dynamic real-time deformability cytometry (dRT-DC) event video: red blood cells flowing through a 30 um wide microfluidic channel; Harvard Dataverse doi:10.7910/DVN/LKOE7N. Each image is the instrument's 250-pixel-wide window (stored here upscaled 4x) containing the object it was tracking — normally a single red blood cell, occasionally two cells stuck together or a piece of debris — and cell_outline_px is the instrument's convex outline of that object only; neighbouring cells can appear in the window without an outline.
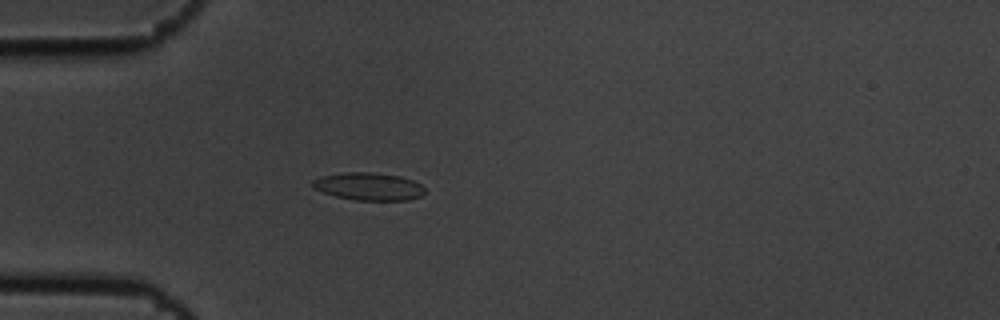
{"species": "common noctule bat (a hibernating species)", "species_latin": "Nyctalus noctula", "temperature_condition": "cold", "stored_images_in_passage": 4, "camera_frame_rate_fps": 3000, "um_per_image_px": 0.085, "animal": {"sex": "male", "body_mass_g": 19.5, "forearm_length_mm": 54.6}, "frame": {"image": 1, "passage_image": 4, "time_ms": 1.0, "image_size_px": [1000, 320], "cell_outline_px": [[424, 192], [420, 196], [408, 200], [356, 200], [336, 196], [324, 192], [316, 188], [312, 184], [312, 180], [320, 176], [344, 172], [372, 172], [400, 176], [412, 180], [420, 184], [424, 188]], "centroid_in_image_um": [31.34, 15.84], "position_along_channel_um": 53.7, "area_um2": 17.92}}